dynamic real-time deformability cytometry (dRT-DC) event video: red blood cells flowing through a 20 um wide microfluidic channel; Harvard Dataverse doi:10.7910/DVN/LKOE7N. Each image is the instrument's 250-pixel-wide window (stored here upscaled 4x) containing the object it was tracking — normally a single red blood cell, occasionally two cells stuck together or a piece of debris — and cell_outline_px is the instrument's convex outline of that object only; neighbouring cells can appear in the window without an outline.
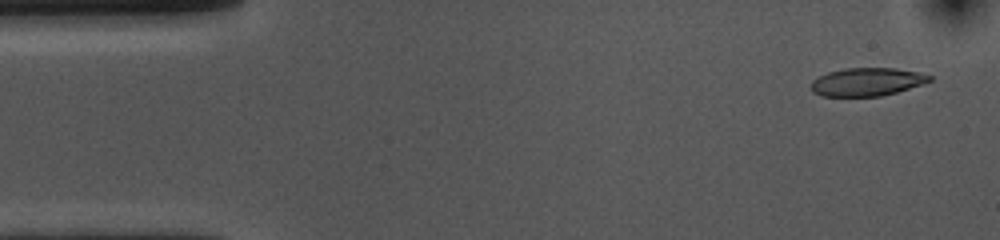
{"species": "common noctule bat (a hibernating species)", "species_latin": "Nyctalus noctula", "temperature_condition": "cold", "stored_images_in_passage": 52, "camera_frame_rate_fps": 3000, "um_per_image_px": 0.085, "animal": {"sex": "female", "body_mass_g": 10.0, "forearm_length_mm": 53.1}, "frame": {"image": 1, "passage_image": 2, "time_ms": 0.333, "image_size_px": [1000, 240], "cell_outline_px": [[932, 80], [896, 92], [880, 96], [820, 96], [812, 92], [812, 80], [828, 72], [844, 68], [896, 68], [916, 72], [932, 76]], "centroid_in_image_um": [73.65, 6.96], "position_along_channel_um": 11.3, "area_um2": 19.19}}
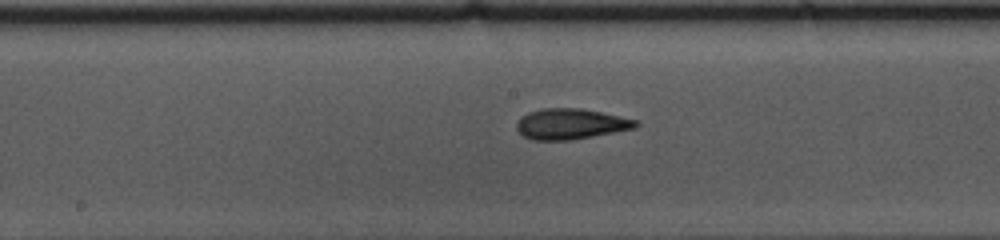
{"frame": {"image": 2, "passage_image": 25, "time_ms": 8.0, "image_size_px": [1000, 240], "cell_outline_px": [[640, 124], [636, 128], [572, 140], [532, 140], [524, 136], [516, 128], [516, 124], [528, 112], [544, 108], [580, 108], [600, 112], [636, 120]], "centroid_in_image_um": [48.52, 10.54], "position_along_channel_um": 199.7, "area_um2": 21.04}}
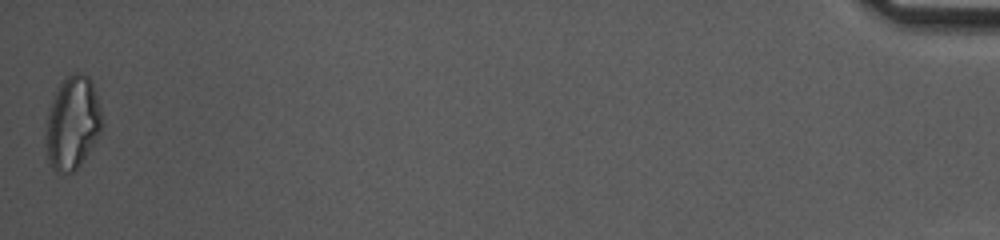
{"frame": {"image": 3, "passage_image": 52, "time_ms": 17.0, "image_size_px": [1000, 240], "cell_outline_px": [[100, 132], [84, 160], [72, 172], [56, 172], [52, 168], [48, 160], [44, 144], [44, 136], [48, 112], [52, 100], [60, 84], [68, 76], [76, 72], [84, 72], [92, 80], [100, 108]], "centroid_in_image_um": [6.12, 10.46], "position_along_channel_um": 429.1, "area_um2": 30.35}, "authors_computed_cell_mechanics": {"area_um2": 20.7502, "velocity_mm_per_s": 3.6804, "shape_relaxation_time_tau1_ms": 8.3133, "shape_relaxation_time_tau2_ms": 3.388, "deformation_change_tau1": 0.1951, "deformation_change_tau2": 0.1131}}